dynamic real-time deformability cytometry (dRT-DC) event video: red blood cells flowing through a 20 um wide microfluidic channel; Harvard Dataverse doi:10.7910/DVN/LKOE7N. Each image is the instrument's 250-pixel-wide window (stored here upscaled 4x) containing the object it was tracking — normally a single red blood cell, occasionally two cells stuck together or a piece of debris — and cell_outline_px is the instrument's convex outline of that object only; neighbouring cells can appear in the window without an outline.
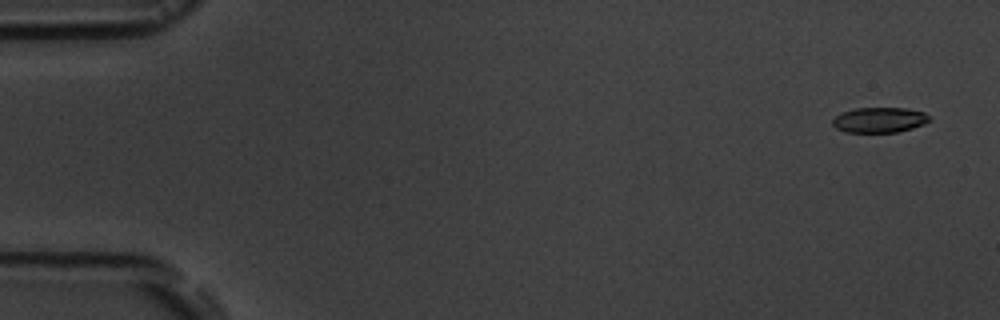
{"species": "common noctule bat (a hibernating species)", "species_latin": "Nyctalus noctula", "temperature_condition": "room temperature", "stored_images_in_passage": 13, "camera_frame_rate_fps": 3000, "um_per_image_px": 0.085, "animal": {"sex": "male", "body_mass_g": 19.5, "forearm_length_mm": 54.6}, "frame": {"image": 1, "passage_image": 1, "time_ms": 0.0, "image_size_px": [1000, 320], "cell_outline_px": [[932, 120], [924, 124], [912, 128], [896, 132], [844, 132], [836, 128], [832, 124], [832, 120], [836, 116], [844, 112], [856, 108], [904, 108], [924, 112]], "centroid_in_image_um": [74.76, 10.2], "position_along_channel_um": 10.2, "area_um2": 14.16}}
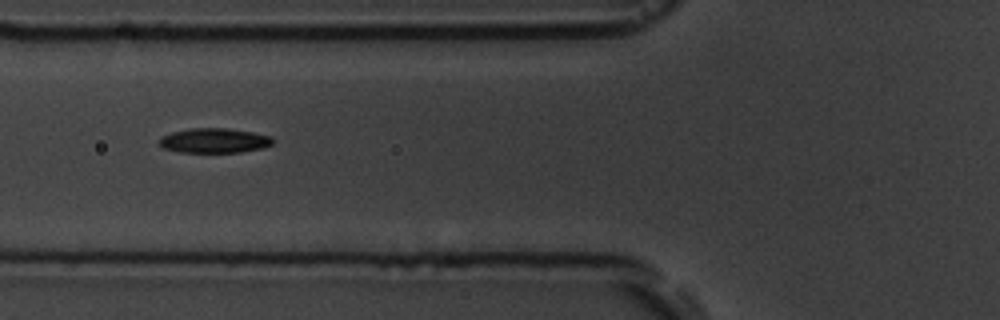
{"frame": {"image": 2, "passage_image": 6, "time_ms": 6.333, "image_size_px": [1000, 320], "cell_outline_px": [[272, 144], [264, 148], [240, 152], [180, 152], [164, 148], [160, 144], [160, 136], [172, 132], [188, 128], [228, 128], [252, 132], [272, 136]], "centroid_in_image_um": [18.22, 11.94], "position_along_channel_um": 107.6, "area_um2": 16.36}}
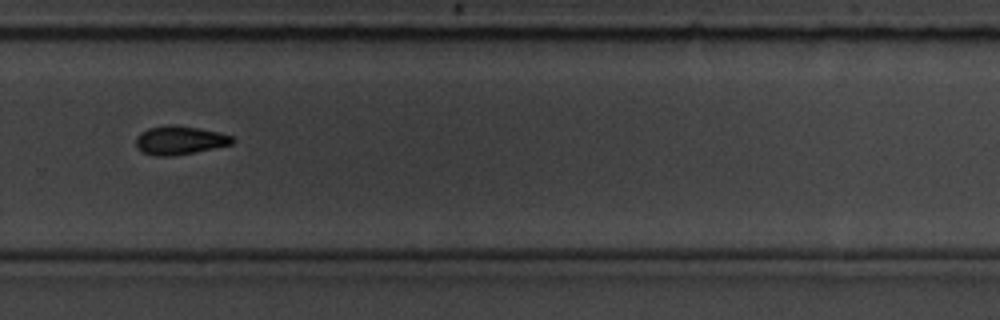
{"frame": {"image": 3, "passage_image": 11, "time_ms": 12.0, "image_size_px": [1000, 320], "cell_outline_px": [[236, 140], [232, 144], [172, 156], [152, 156], [136, 148], [136, 136], [140, 132], [148, 128], [168, 124], [172, 124], [220, 132], [232, 136]], "centroid_in_image_um": [15.24, 11.91], "position_along_channel_um": 314.6, "area_um2": 16.07}, "authors_computed_cell_mechanics": {"area_um2": 16.0684, "velocity_mm_per_s": 3.6602, "shape_relaxation_time_tau1_ms": 4.7087, "shape_relaxation_time_tau2_ms": null, "deformation_change_tau1": 0.1192, "deformation_change_tau2": null}}